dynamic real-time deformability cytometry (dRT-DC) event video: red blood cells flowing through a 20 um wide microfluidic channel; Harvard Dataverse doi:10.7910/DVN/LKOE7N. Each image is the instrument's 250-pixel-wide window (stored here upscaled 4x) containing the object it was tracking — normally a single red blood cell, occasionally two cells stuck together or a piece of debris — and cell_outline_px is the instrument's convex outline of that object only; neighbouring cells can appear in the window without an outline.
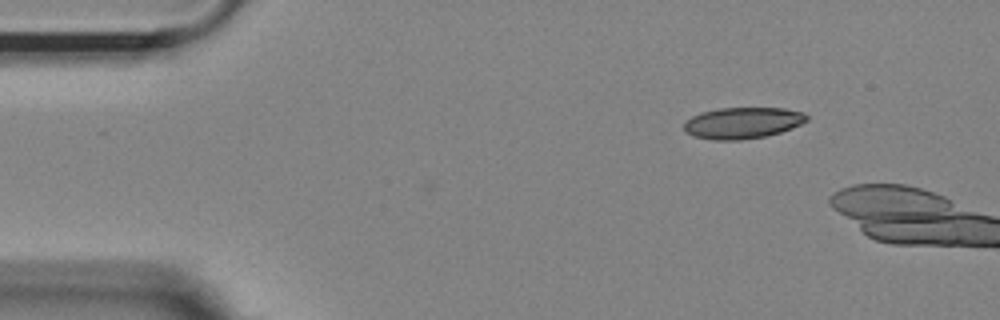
{"species": "Egyptian fruit bat (a non-hibernating species)", "species_latin": "Rousettus aegyptiacus", "temperature_condition": "room temperature", "stored_images_in_passage": 3, "camera_frame_rate_fps": 3000, "um_per_image_px": 0.085, "animal": {"sex": "female"}, "frame": {"image": 1, "passage_image": 1, "time_ms": 0.0, "image_size_px": [1000, 320], "cell_outline_px": [[808, 120], [792, 128], [780, 132], [764, 136], [740, 140], [712, 140], [692, 136], [684, 128], [684, 124], [692, 116], [700, 112], [720, 108], [784, 108], [804, 112], [808, 116]], "centroid_in_image_um": [63.13, 10.44], "position_along_channel_um": 21.9, "area_um2": 22.37}}